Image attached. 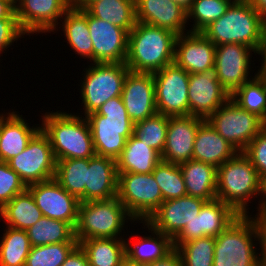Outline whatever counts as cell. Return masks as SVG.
<instances>
[{
	"label": "cell",
	"instance_id": "ee69618b",
	"mask_svg": "<svg viewBox=\"0 0 266 266\" xmlns=\"http://www.w3.org/2000/svg\"><path fill=\"white\" fill-rule=\"evenodd\" d=\"M243 153L249 158L260 178L266 184V126L247 145Z\"/></svg>",
	"mask_w": 266,
	"mask_h": 266
},
{
	"label": "cell",
	"instance_id": "74e56055",
	"mask_svg": "<svg viewBox=\"0 0 266 266\" xmlns=\"http://www.w3.org/2000/svg\"><path fill=\"white\" fill-rule=\"evenodd\" d=\"M181 256L183 266H213L215 239L212 236L173 244Z\"/></svg>",
	"mask_w": 266,
	"mask_h": 266
},
{
	"label": "cell",
	"instance_id": "f5cc1de1",
	"mask_svg": "<svg viewBox=\"0 0 266 266\" xmlns=\"http://www.w3.org/2000/svg\"><path fill=\"white\" fill-rule=\"evenodd\" d=\"M95 0H70V6L75 9H85L90 3Z\"/></svg>",
	"mask_w": 266,
	"mask_h": 266
},
{
	"label": "cell",
	"instance_id": "ba28073f",
	"mask_svg": "<svg viewBox=\"0 0 266 266\" xmlns=\"http://www.w3.org/2000/svg\"><path fill=\"white\" fill-rule=\"evenodd\" d=\"M129 71L125 63H92L85 69L84 80L80 83L85 117L109 99L121 96Z\"/></svg>",
	"mask_w": 266,
	"mask_h": 266
},
{
	"label": "cell",
	"instance_id": "bcb514c9",
	"mask_svg": "<svg viewBox=\"0 0 266 266\" xmlns=\"http://www.w3.org/2000/svg\"><path fill=\"white\" fill-rule=\"evenodd\" d=\"M61 266H90L86 253L78 245Z\"/></svg>",
	"mask_w": 266,
	"mask_h": 266
},
{
	"label": "cell",
	"instance_id": "52a82bcc",
	"mask_svg": "<svg viewBox=\"0 0 266 266\" xmlns=\"http://www.w3.org/2000/svg\"><path fill=\"white\" fill-rule=\"evenodd\" d=\"M127 220L135 221L117 196L80 202L75 238L78 243L89 238H121Z\"/></svg>",
	"mask_w": 266,
	"mask_h": 266
},
{
	"label": "cell",
	"instance_id": "7c38bea8",
	"mask_svg": "<svg viewBox=\"0 0 266 266\" xmlns=\"http://www.w3.org/2000/svg\"><path fill=\"white\" fill-rule=\"evenodd\" d=\"M153 76L157 113L165 116H188L189 73L173 62Z\"/></svg>",
	"mask_w": 266,
	"mask_h": 266
},
{
	"label": "cell",
	"instance_id": "603a6c76",
	"mask_svg": "<svg viewBox=\"0 0 266 266\" xmlns=\"http://www.w3.org/2000/svg\"><path fill=\"white\" fill-rule=\"evenodd\" d=\"M136 22L160 27L177 36L186 33L187 10L173 0H135Z\"/></svg>",
	"mask_w": 266,
	"mask_h": 266
},
{
	"label": "cell",
	"instance_id": "d4e9b609",
	"mask_svg": "<svg viewBox=\"0 0 266 266\" xmlns=\"http://www.w3.org/2000/svg\"><path fill=\"white\" fill-rule=\"evenodd\" d=\"M28 124L16 111L0 114V158L2 162H8L23 152L28 142L41 129V125L30 127Z\"/></svg>",
	"mask_w": 266,
	"mask_h": 266
},
{
	"label": "cell",
	"instance_id": "4dcf8cb0",
	"mask_svg": "<svg viewBox=\"0 0 266 266\" xmlns=\"http://www.w3.org/2000/svg\"><path fill=\"white\" fill-rule=\"evenodd\" d=\"M60 21H62L60 25H62L64 36L72 50L80 57L93 62V44L87 22V11L70 7Z\"/></svg>",
	"mask_w": 266,
	"mask_h": 266
},
{
	"label": "cell",
	"instance_id": "e0dca14e",
	"mask_svg": "<svg viewBox=\"0 0 266 266\" xmlns=\"http://www.w3.org/2000/svg\"><path fill=\"white\" fill-rule=\"evenodd\" d=\"M90 38L93 44V63H125L128 32L87 12Z\"/></svg>",
	"mask_w": 266,
	"mask_h": 266
},
{
	"label": "cell",
	"instance_id": "5b68a950",
	"mask_svg": "<svg viewBox=\"0 0 266 266\" xmlns=\"http://www.w3.org/2000/svg\"><path fill=\"white\" fill-rule=\"evenodd\" d=\"M96 155L117 159L126 140L134 134L122 97L109 99L96 112L86 116Z\"/></svg>",
	"mask_w": 266,
	"mask_h": 266
},
{
	"label": "cell",
	"instance_id": "60d3db41",
	"mask_svg": "<svg viewBox=\"0 0 266 266\" xmlns=\"http://www.w3.org/2000/svg\"><path fill=\"white\" fill-rule=\"evenodd\" d=\"M230 4L229 0H194L187 10V20H194L189 32H202L225 14Z\"/></svg>",
	"mask_w": 266,
	"mask_h": 266
},
{
	"label": "cell",
	"instance_id": "2e32d148",
	"mask_svg": "<svg viewBox=\"0 0 266 266\" xmlns=\"http://www.w3.org/2000/svg\"><path fill=\"white\" fill-rule=\"evenodd\" d=\"M15 6L19 26L29 36L54 32L71 7L70 0H18Z\"/></svg>",
	"mask_w": 266,
	"mask_h": 266
},
{
	"label": "cell",
	"instance_id": "d590c367",
	"mask_svg": "<svg viewBox=\"0 0 266 266\" xmlns=\"http://www.w3.org/2000/svg\"><path fill=\"white\" fill-rule=\"evenodd\" d=\"M230 97L246 111L256 114L266 123V78L258 72Z\"/></svg>",
	"mask_w": 266,
	"mask_h": 266
},
{
	"label": "cell",
	"instance_id": "ab89813d",
	"mask_svg": "<svg viewBox=\"0 0 266 266\" xmlns=\"http://www.w3.org/2000/svg\"><path fill=\"white\" fill-rule=\"evenodd\" d=\"M169 116L160 113L134 124V135L162 155Z\"/></svg>",
	"mask_w": 266,
	"mask_h": 266
},
{
	"label": "cell",
	"instance_id": "4316f807",
	"mask_svg": "<svg viewBox=\"0 0 266 266\" xmlns=\"http://www.w3.org/2000/svg\"><path fill=\"white\" fill-rule=\"evenodd\" d=\"M140 223L145 224L154 237L151 235L148 237L143 236L142 238L134 237L131 239L132 241L135 240L133 243L130 240L125 242L126 263L132 266H144L154 262L157 259L163 258L174 248L173 240L169 236L155 230L146 221H141Z\"/></svg>",
	"mask_w": 266,
	"mask_h": 266
},
{
	"label": "cell",
	"instance_id": "7a4b0ae2",
	"mask_svg": "<svg viewBox=\"0 0 266 266\" xmlns=\"http://www.w3.org/2000/svg\"><path fill=\"white\" fill-rule=\"evenodd\" d=\"M176 38L171 31L136 22L128 33L127 68L132 72L154 74L173 63Z\"/></svg>",
	"mask_w": 266,
	"mask_h": 266
},
{
	"label": "cell",
	"instance_id": "d6986e66",
	"mask_svg": "<svg viewBox=\"0 0 266 266\" xmlns=\"http://www.w3.org/2000/svg\"><path fill=\"white\" fill-rule=\"evenodd\" d=\"M206 201L192 196L164 201L146 221L160 233L173 239L195 217Z\"/></svg>",
	"mask_w": 266,
	"mask_h": 266
},
{
	"label": "cell",
	"instance_id": "11a10c76",
	"mask_svg": "<svg viewBox=\"0 0 266 266\" xmlns=\"http://www.w3.org/2000/svg\"><path fill=\"white\" fill-rule=\"evenodd\" d=\"M231 3H243L247 2L248 0H229Z\"/></svg>",
	"mask_w": 266,
	"mask_h": 266
},
{
	"label": "cell",
	"instance_id": "816d5d0a",
	"mask_svg": "<svg viewBox=\"0 0 266 266\" xmlns=\"http://www.w3.org/2000/svg\"><path fill=\"white\" fill-rule=\"evenodd\" d=\"M258 55H261V57L263 58V60L261 59V67L260 69L257 71L260 75H262L263 77L266 78V37L264 39V42L261 46L260 52L258 53Z\"/></svg>",
	"mask_w": 266,
	"mask_h": 266
},
{
	"label": "cell",
	"instance_id": "83f0119b",
	"mask_svg": "<svg viewBox=\"0 0 266 266\" xmlns=\"http://www.w3.org/2000/svg\"><path fill=\"white\" fill-rule=\"evenodd\" d=\"M179 166L188 196L205 201L217 199V168L214 165L191 159Z\"/></svg>",
	"mask_w": 266,
	"mask_h": 266
},
{
	"label": "cell",
	"instance_id": "8d00e7d4",
	"mask_svg": "<svg viewBox=\"0 0 266 266\" xmlns=\"http://www.w3.org/2000/svg\"><path fill=\"white\" fill-rule=\"evenodd\" d=\"M0 240V266H25L31 245L26 230L7 226Z\"/></svg>",
	"mask_w": 266,
	"mask_h": 266
},
{
	"label": "cell",
	"instance_id": "f35d334b",
	"mask_svg": "<svg viewBox=\"0 0 266 266\" xmlns=\"http://www.w3.org/2000/svg\"><path fill=\"white\" fill-rule=\"evenodd\" d=\"M152 174L159 185L164 201L187 195L182 171L178 164L161 160Z\"/></svg>",
	"mask_w": 266,
	"mask_h": 266
},
{
	"label": "cell",
	"instance_id": "d6a6232c",
	"mask_svg": "<svg viewBox=\"0 0 266 266\" xmlns=\"http://www.w3.org/2000/svg\"><path fill=\"white\" fill-rule=\"evenodd\" d=\"M0 217L11 228L27 230L41 219L43 214L26 188L0 209Z\"/></svg>",
	"mask_w": 266,
	"mask_h": 266
},
{
	"label": "cell",
	"instance_id": "9f6ffc18",
	"mask_svg": "<svg viewBox=\"0 0 266 266\" xmlns=\"http://www.w3.org/2000/svg\"><path fill=\"white\" fill-rule=\"evenodd\" d=\"M262 213L266 215V202H264Z\"/></svg>",
	"mask_w": 266,
	"mask_h": 266
},
{
	"label": "cell",
	"instance_id": "1f68e13d",
	"mask_svg": "<svg viewBox=\"0 0 266 266\" xmlns=\"http://www.w3.org/2000/svg\"><path fill=\"white\" fill-rule=\"evenodd\" d=\"M85 10L95 18L123 28L128 33L136 24L135 0H95Z\"/></svg>",
	"mask_w": 266,
	"mask_h": 266
},
{
	"label": "cell",
	"instance_id": "ffe728a7",
	"mask_svg": "<svg viewBox=\"0 0 266 266\" xmlns=\"http://www.w3.org/2000/svg\"><path fill=\"white\" fill-rule=\"evenodd\" d=\"M121 97L128 116L134 123L155 115L157 110L153 74L129 71Z\"/></svg>",
	"mask_w": 266,
	"mask_h": 266
},
{
	"label": "cell",
	"instance_id": "cb8c5ba5",
	"mask_svg": "<svg viewBox=\"0 0 266 266\" xmlns=\"http://www.w3.org/2000/svg\"><path fill=\"white\" fill-rule=\"evenodd\" d=\"M118 172L116 160L94 155L88 158L85 202L108 200L117 196Z\"/></svg>",
	"mask_w": 266,
	"mask_h": 266
},
{
	"label": "cell",
	"instance_id": "f6af8a7d",
	"mask_svg": "<svg viewBox=\"0 0 266 266\" xmlns=\"http://www.w3.org/2000/svg\"><path fill=\"white\" fill-rule=\"evenodd\" d=\"M24 35L17 19H0V54Z\"/></svg>",
	"mask_w": 266,
	"mask_h": 266
},
{
	"label": "cell",
	"instance_id": "6f0895ef",
	"mask_svg": "<svg viewBox=\"0 0 266 266\" xmlns=\"http://www.w3.org/2000/svg\"><path fill=\"white\" fill-rule=\"evenodd\" d=\"M264 202H266V184H265V200Z\"/></svg>",
	"mask_w": 266,
	"mask_h": 266
},
{
	"label": "cell",
	"instance_id": "db71d44e",
	"mask_svg": "<svg viewBox=\"0 0 266 266\" xmlns=\"http://www.w3.org/2000/svg\"><path fill=\"white\" fill-rule=\"evenodd\" d=\"M173 1L182 6L184 9L188 10L194 0H173Z\"/></svg>",
	"mask_w": 266,
	"mask_h": 266
},
{
	"label": "cell",
	"instance_id": "f546056e",
	"mask_svg": "<svg viewBox=\"0 0 266 266\" xmlns=\"http://www.w3.org/2000/svg\"><path fill=\"white\" fill-rule=\"evenodd\" d=\"M126 240L122 238H89L78 245L86 253L90 266H124Z\"/></svg>",
	"mask_w": 266,
	"mask_h": 266
},
{
	"label": "cell",
	"instance_id": "ac0fdd59",
	"mask_svg": "<svg viewBox=\"0 0 266 266\" xmlns=\"http://www.w3.org/2000/svg\"><path fill=\"white\" fill-rule=\"evenodd\" d=\"M229 98L217 79L215 67L202 73L189 74V115L206 120Z\"/></svg>",
	"mask_w": 266,
	"mask_h": 266
},
{
	"label": "cell",
	"instance_id": "7bdbcfd3",
	"mask_svg": "<svg viewBox=\"0 0 266 266\" xmlns=\"http://www.w3.org/2000/svg\"><path fill=\"white\" fill-rule=\"evenodd\" d=\"M27 186L7 162H0V209Z\"/></svg>",
	"mask_w": 266,
	"mask_h": 266
},
{
	"label": "cell",
	"instance_id": "4fadbf2b",
	"mask_svg": "<svg viewBox=\"0 0 266 266\" xmlns=\"http://www.w3.org/2000/svg\"><path fill=\"white\" fill-rule=\"evenodd\" d=\"M251 52L256 51L236 43L222 44L215 48L214 67L217 79L230 97L241 85L250 80Z\"/></svg>",
	"mask_w": 266,
	"mask_h": 266
},
{
	"label": "cell",
	"instance_id": "7dc6e473",
	"mask_svg": "<svg viewBox=\"0 0 266 266\" xmlns=\"http://www.w3.org/2000/svg\"><path fill=\"white\" fill-rule=\"evenodd\" d=\"M144 266H183L181 256L176 248H173L163 258L157 259Z\"/></svg>",
	"mask_w": 266,
	"mask_h": 266
},
{
	"label": "cell",
	"instance_id": "8fae6325",
	"mask_svg": "<svg viewBox=\"0 0 266 266\" xmlns=\"http://www.w3.org/2000/svg\"><path fill=\"white\" fill-rule=\"evenodd\" d=\"M13 169L26 186L54 178L56 160L48 136L40 129L23 152L10 159Z\"/></svg>",
	"mask_w": 266,
	"mask_h": 266
},
{
	"label": "cell",
	"instance_id": "836d02e7",
	"mask_svg": "<svg viewBox=\"0 0 266 266\" xmlns=\"http://www.w3.org/2000/svg\"><path fill=\"white\" fill-rule=\"evenodd\" d=\"M31 247L58 244L78 243L75 228L67 222L43 216L27 230Z\"/></svg>",
	"mask_w": 266,
	"mask_h": 266
},
{
	"label": "cell",
	"instance_id": "7402d4cb",
	"mask_svg": "<svg viewBox=\"0 0 266 266\" xmlns=\"http://www.w3.org/2000/svg\"><path fill=\"white\" fill-rule=\"evenodd\" d=\"M215 44L202 32L177 36L174 62L189 74L202 73L215 65Z\"/></svg>",
	"mask_w": 266,
	"mask_h": 266
},
{
	"label": "cell",
	"instance_id": "5bb4252c",
	"mask_svg": "<svg viewBox=\"0 0 266 266\" xmlns=\"http://www.w3.org/2000/svg\"><path fill=\"white\" fill-rule=\"evenodd\" d=\"M43 216L70 223L78 219L80 200L68 193L54 178L27 186Z\"/></svg>",
	"mask_w": 266,
	"mask_h": 266
},
{
	"label": "cell",
	"instance_id": "8992f818",
	"mask_svg": "<svg viewBox=\"0 0 266 266\" xmlns=\"http://www.w3.org/2000/svg\"><path fill=\"white\" fill-rule=\"evenodd\" d=\"M214 239L213 266H261V253H256L253 242L260 244L256 217L240 215Z\"/></svg>",
	"mask_w": 266,
	"mask_h": 266
},
{
	"label": "cell",
	"instance_id": "9c48e42d",
	"mask_svg": "<svg viewBox=\"0 0 266 266\" xmlns=\"http://www.w3.org/2000/svg\"><path fill=\"white\" fill-rule=\"evenodd\" d=\"M117 197L135 221H147L164 202L152 173L118 172Z\"/></svg>",
	"mask_w": 266,
	"mask_h": 266
},
{
	"label": "cell",
	"instance_id": "c3c4849f",
	"mask_svg": "<svg viewBox=\"0 0 266 266\" xmlns=\"http://www.w3.org/2000/svg\"><path fill=\"white\" fill-rule=\"evenodd\" d=\"M255 216L260 232L261 266H266V215L260 213Z\"/></svg>",
	"mask_w": 266,
	"mask_h": 266
},
{
	"label": "cell",
	"instance_id": "681fc988",
	"mask_svg": "<svg viewBox=\"0 0 266 266\" xmlns=\"http://www.w3.org/2000/svg\"><path fill=\"white\" fill-rule=\"evenodd\" d=\"M0 19H17L14 2L11 0H0Z\"/></svg>",
	"mask_w": 266,
	"mask_h": 266
},
{
	"label": "cell",
	"instance_id": "44dd1931",
	"mask_svg": "<svg viewBox=\"0 0 266 266\" xmlns=\"http://www.w3.org/2000/svg\"><path fill=\"white\" fill-rule=\"evenodd\" d=\"M203 120L192 115L169 116L161 160L178 165L191 160L195 136Z\"/></svg>",
	"mask_w": 266,
	"mask_h": 266
},
{
	"label": "cell",
	"instance_id": "f1b7e54d",
	"mask_svg": "<svg viewBox=\"0 0 266 266\" xmlns=\"http://www.w3.org/2000/svg\"><path fill=\"white\" fill-rule=\"evenodd\" d=\"M160 161L161 155L156 150L132 134L116 159L117 172L152 173Z\"/></svg>",
	"mask_w": 266,
	"mask_h": 266
},
{
	"label": "cell",
	"instance_id": "277c9868",
	"mask_svg": "<svg viewBox=\"0 0 266 266\" xmlns=\"http://www.w3.org/2000/svg\"><path fill=\"white\" fill-rule=\"evenodd\" d=\"M83 117V118H82ZM42 131L48 136L55 160L88 159L96 155L86 117L66 112H46Z\"/></svg>",
	"mask_w": 266,
	"mask_h": 266
},
{
	"label": "cell",
	"instance_id": "b9f144b4",
	"mask_svg": "<svg viewBox=\"0 0 266 266\" xmlns=\"http://www.w3.org/2000/svg\"><path fill=\"white\" fill-rule=\"evenodd\" d=\"M78 243H58L31 247L25 266H61Z\"/></svg>",
	"mask_w": 266,
	"mask_h": 266
},
{
	"label": "cell",
	"instance_id": "3957f363",
	"mask_svg": "<svg viewBox=\"0 0 266 266\" xmlns=\"http://www.w3.org/2000/svg\"><path fill=\"white\" fill-rule=\"evenodd\" d=\"M202 33L215 44H243L260 52L266 37V20L249 4L231 3L225 14Z\"/></svg>",
	"mask_w": 266,
	"mask_h": 266
},
{
	"label": "cell",
	"instance_id": "30bf717a",
	"mask_svg": "<svg viewBox=\"0 0 266 266\" xmlns=\"http://www.w3.org/2000/svg\"><path fill=\"white\" fill-rule=\"evenodd\" d=\"M206 120L238 152H243L266 126L261 118L241 108L231 98Z\"/></svg>",
	"mask_w": 266,
	"mask_h": 266
},
{
	"label": "cell",
	"instance_id": "f907efd6",
	"mask_svg": "<svg viewBox=\"0 0 266 266\" xmlns=\"http://www.w3.org/2000/svg\"><path fill=\"white\" fill-rule=\"evenodd\" d=\"M248 2L266 20V0H248Z\"/></svg>",
	"mask_w": 266,
	"mask_h": 266
},
{
	"label": "cell",
	"instance_id": "e575fe53",
	"mask_svg": "<svg viewBox=\"0 0 266 266\" xmlns=\"http://www.w3.org/2000/svg\"><path fill=\"white\" fill-rule=\"evenodd\" d=\"M88 159H65L56 161L54 179L80 202H85Z\"/></svg>",
	"mask_w": 266,
	"mask_h": 266
},
{
	"label": "cell",
	"instance_id": "484cf974",
	"mask_svg": "<svg viewBox=\"0 0 266 266\" xmlns=\"http://www.w3.org/2000/svg\"><path fill=\"white\" fill-rule=\"evenodd\" d=\"M237 152L207 120L199 124L194 140L193 160L209 163L217 168Z\"/></svg>",
	"mask_w": 266,
	"mask_h": 266
},
{
	"label": "cell",
	"instance_id": "6da1fadb",
	"mask_svg": "<svg viewBox=\"0 0 266 266\" xmlns=\"http://www.w3.org/2000/svg\"><path fill=\"white\" fill-rule=\"evenodd\" d=\"M261 201L257 208L262 213L265 200V183L256 168L243 152H237L232 158L217 167V199L230 205L239 215H247L246 208L251 197Z\"/></svg>",
	"mask_w": 266,
	"mask_h": 266
},
{
	"label": "cell",
	"instance_id": "9a60e30c",
	"mask_svg": "<svg viewBox=\"0 0 266 266\" xmlns=\"http://www.w3.org/2000/svg\"><path fill=\"white\" fill-rule=\"evenodd\" d=\"M240 215L228 204L220 199L206 201L199 214L172 239L173 244L202 238L217 237Z\"/></svg>",
	"mask_w": 266,
	"mask_h": 266
}]
</instances>
